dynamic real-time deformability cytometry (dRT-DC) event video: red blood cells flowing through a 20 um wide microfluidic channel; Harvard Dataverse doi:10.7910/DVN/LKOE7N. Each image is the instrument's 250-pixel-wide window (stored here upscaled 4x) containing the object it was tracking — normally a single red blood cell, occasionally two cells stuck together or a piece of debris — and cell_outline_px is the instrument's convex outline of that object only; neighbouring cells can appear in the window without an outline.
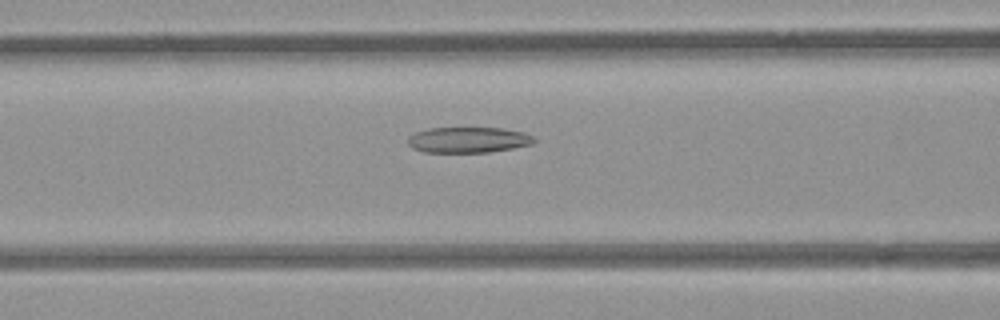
{"species": "common noctule bat (a hibernating species)", "species_latin": "Nyctalus noctula", "temperature_condition": "room temperature", "stored_images_in_passage": 51, "camera_frame_rate_fps": 3000, "um_per_image_px": 0.085, "animal": {"sex": "female", "body_mass_g": 21.9}, "frame": {"image": 1, "passage_image": 19, "time_ms": 6.0, "image_size_px": [1000, 320], "cell_outline_px": [[536, 140], [532, 144], [512, 148], [488, 152], [424, 152], [412, 148], [408, 144], [408, 136], [416, 132], [428, 128], [500, 128], [524, 132], [532, 136]], "centroid_in_image_um": [39.78, 11.89], "position_along_channel_um": 126.8, "area_um2": 18.84}}
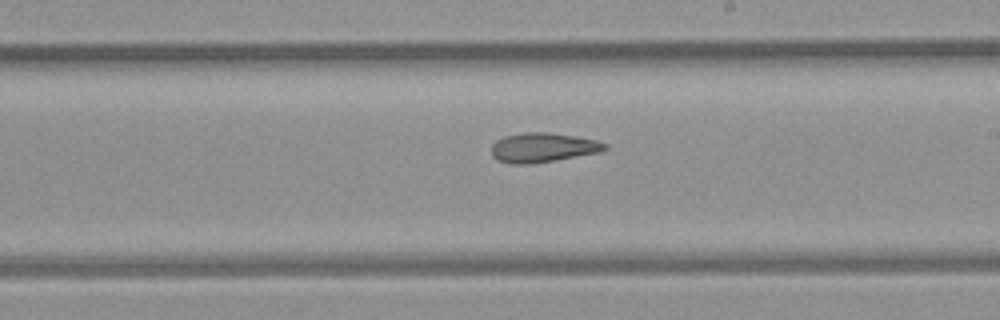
{"frame": {"image": 2, "passage_image": 28, "time_ms": 9.0, "image_size_px": [1000, 320], "cell_outline_px": [[608, 148], [600, 152], [528, 164], [508, 164], [496, 160], [492, 156], [492, 144], [496, 140], [504, 136], [524, 132], [548, 132], [576, 136], [596, 140], [608, 144]], "centroid_in_image_um": [46.11, 12.53], "position_along_channel_um": 242.9, "area_um2": 19.48}}
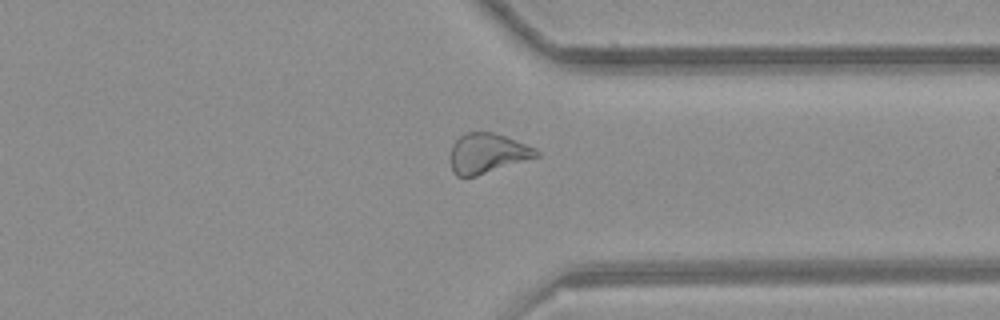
{"frame": {"image": 3, "passage_image": 38, "time_ms": 12.333, "image_size_px": [1000, 320], "cell_outline_px": [[540, 156], [476, 176], [456, 176], [452, 172], [448, 156], [452, 144], [460, 136], [468, 132], [492, 132], [504, 136], [536, 148], [540, 152]], "centroid_in_image_um": [41.38, 13.04], "position_along_channel_um": 370.0, "area_um2": 20.11}, "authors_computed_cell_mechanics": {"area_um2": 21.4438, "velocity_mm_per_s": 3.8701, "shape_relaxation_time_tau1_ms": null, "shape_relaxation_time_tau2_ms": 8.5085, "deformation_change_tau1": null, "deformation_change_tau2": 0.2023}}